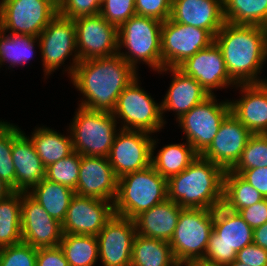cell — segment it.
I'll use <instances>...</instances> for the list:
<instances>
[{"instance_id":"cell-1","label":"cell","mask_w":267,"mask_h":266,"mask_svg":"<svg viewBox=\"0 0 267 266\" xmlns=\"http://www.w3.org/2000/svg\"><path fill=\"white\" fill-rule=\"evenodd\" d=\"M138 76L119 54L80 61L70 78L82 108L112 113L122 91Z\"/></svg>"},{"instance_id":"cell-2","label":"cell","mask_w":267,"mask_h":266,"mask_svg":"<svg viewBox=\"0 0 267 266\" xmlns=\"http://www.w3.org/2000/svg\"><path fill=\"white\" fill-rule=\"evenodd\" d=\"M231 80L236 84L267 82L260 78L267 60V28L225 22L214 37Z\"/></svg>"},{"instance_id":"cell-3","label":"cell","mask_w":267,"mask_h":266,"mask_svg":"<svg viewBox=\"0 0 267 266\" xmlns=\"http://www.w3.org/2000/svg\"><path fill=\"white\" fill-rule=\"evenodd\" d=\"M225 170L198 156L167 180L168 199L182 208L214 210L223 203Z\"/></svg>"},{"instance_id":"cell-4","label":"cell","mask_w":267,"mask_h":266,"mask_svg":"<svg viewBox=\"0 0 267 266\" xmlns=\"http://www.w3.org/2000/svg\"><path fill=\"white\" fill-rule=\"evenodd\" d=\"M161 28L157 19L131 16L118 27V54L136 71L141 62L156 72L162 70Z\"/></svg>"},{"instance_id":"cell-5","label":"cell","mask_w":267,"mask_h":266,"mask_svg":"<svg viewBox=\"0 0 267 266\" xmlns=\"http://www.w3.org/2000/svg\"><path fill=\"white\" fill-rule=\"evenodd\" d=\"M167 198V179L150 165L146 169L118 179L117 194L113 202L114 213L134 219L141 212L149 210Z\"/></svg>"},{"instance_id":"cell-6","label":"cell","mask_w":267,"mask_h":266,"mask_svg":"<svg viewBox=\"0 0 267 266\" xmlns=\"http://www.w3.org/2000/svg\"><path fill=\"white\" fill-rule=\"evenodd\" d=\"M67 131L70 132L74 152L81 156L107 158L114 138L120 129L113 113L93 111L78 106Z\"/></svg>"},{"instance_id":"cell-7","label":"cell","mask_w":267,"mask_h":266,"mask_svg":"<svg viewBox=\"0 0 267 266\" xmlns=\"http://www.w3.org/2000/svg\"><path fill=\"white\" fill-rule=\"evenodd\" d=\"M252 243L253 229L238 212L220 205L214 209L213 231L203 259L227 266L239 250Z\"/></svg>"},{"instance_id":"cell-8","label":"cell","mask_w":267,"mask_h":266,"mask_svg":"<svg viewBox=\"0 0 267 266\" xmlns=\"http://www.w3.org/2000/svg\"><path fill=\"white\" fill-rule=\"evenodd\" d=\"M214 210L184 208L169 244L179 265L204 258L213 231Z\"/></svg>"},{"instance_id":"cell-9","label":"cell","mask_w":267,"mask_h":266,"mask_svg":"<svg viewBox=\"0 0 267 266\" xmlns=\"http://www.w3.org/2000/svg\"><path fill=\"white\" fill-rule=\"evenodd\" d=\"M139 76L119 95L115 110V119L121 122L119 129L141 130L149 133L159 132L164 125L161 103H156L139 84Z\"/></svg>"},{"instance_id":"cell-10","label":"cell","mask_w":267,"mask_h":266,"mask_svg":"<svg viewBox=\"0 0 267 266\" xmlns=\"http://www.w3.org/2000/svg\"><path fill=\"white\" fill-rule=\"evenodd\" d=\"M38 39L39 44L37 46L41 52L45 77L64 65L68 57L72 56L73 62L66 70H63L67 71L68 77L71 78L76 65L80 62L73 19L57 14L40 33Z\"/></svg>"},{"instance_id":"cell-11","label":"cell","mask_w":267,"mask_h":266,"mask_svg":"<svg viewBox=\"0 0 267 266\" xmlns=\"http://www.w3.org/2000/svg\"><path fill=\"white\" fill-rule=\"evenodd\" d=\"M57 14L53 0H1L0 29L38 37Z\"/></svg>"},{"instance_id":"cell-12","label":"cell","mask_w":267,"mask_h":266,"mask_svg":"<svg viewBox=\"0 0 267 266\" xmlns=\"http://www.w3.org/2000/svg\"><path fill=\"white\" fill-rule=\"evenodd\" d=\"M231 113L229 100L217 102L210 95L177 120L185 140L200 155L213 141L222 121Z\"/></svg>"},{"instance_id":"cell-13","label":"cell","mask_w":267,"mask_h":266,"mask_svg":"<svg viewBox=\"0 0 267 266\" xmlns=\"http://www.w3.org/2000/svg\"><path fill=\"white\" fill-rule=\"evenodd\" d=\"M213 42L214 36L206 29L165 20L161 28L162 69L177 68Z\"/></svg>"},{"instance_id":"cell-14","label":"cell","mask_w":267,"mask_h":266,"mask_svg":"<svg viewBox=\"0 0 267 266\" xmlns=\"http://www.w3.org/2000/svg\"><path fill=\"white\" fill-rule=\"evenodd\" d=\"M79 61L118 54V27L100 14L73 19Z\"/></svg>"},{"instance_id":"cell-15","label":"cell","mask_w":267,"mask_h":266,"mask_svg":"<svg viewBox=\"0 0 267 266\" xmlns=\"http://www.w3.org/2000/svg\"><path fill=\"white\" fill-rule=\"evenodd\" d=\"M151 135L141 130L120 129L117 132L107 158L118 179L151 165Z\"/></svg>"},{"instance_id":"cell-16","label":"cell","mask_w":267,"mask_h":266,"mask_svg":"<svg viewBox=\"0 0 267 266\" xmlns=\"http://www.w3.org/2000/svg\"><path fill=\"white\" fill-rule=\"evenodd\" d=\"M21 236L24 243L37 249L59 246L63 236L62 223L52 218L28 192H22Z\"/></svg>"},{"instance_id":"cell-17","label":"cell","mask_w":267,"mask_h":266,"mask_svg":"<svg viewBox=\"0 0 267 266\" xmlns=\"http://www.w3.org/2000/svg\"><path fill=\"white\" fill-rule=\"evenodd\" d=\"M114 214L113 202L75 194L62 222L63 234L97 236Z\"/></svg>"},{"instance_id":"cell-18","label":"cell","mask_w":267,"mask_h":266,"mask_svg":"<svg viewBox=\"0 0 267 266\" xmlns=\"http://www.w3.org/2000/svg\"><path fill=\"white\" fill-rule=\"evenodd\" d=\"M137 232L134 219L116 214L97 235L99 260L104 266H130Z\"/></svg>"},{"instance_id":"cell-19","label":"cell","mask_w":267,"mask_h":266,"mask_svg":"<svg viewBox=\"0 0 267 266\" xmlns=\"http://www.w3.org/2000/svg\"><path fill=\"white\" fill-rule=\"evenodd\" d=\"M177 68L194 78L209 95H215V89L236 87L229 76L222 52L215 42L187 58Z\"/></svg>"},{"instance_id":"cell-20","label":"cell","mask_w":267,"mask_h":266,"mask_svg":"<svg viewBox=\"0 0 267 266\" xmlns=\"http://www.w3.org/2000/svg\"><path fill=\"white\" fill-rule=\"evenodd\" d=\"M252 133L230 113L221 123L211 144L200 154L203 158L231 170L239 161Z\"/></svg>"},{"instance_id":"cell-21","label":"cell","mask_w":267,"mask_h":266,"mask_svg":"<svg viewBox=\"0 0 267 266\" xmlns=\"http://www.w3.org/2000/svg\"><path fill=\"white\" fill-rule=\"evenodd\" d=\"M118 178L108 158L81 156L75 194L114 202Z\"/></svg>"},{"instance_id":"cell-22","label":"cell","mask_w":267,"mask_h":266,"mask_svg":"<svg viewBox=\"0 0 267 266\" xmlns=\"http://www.w3.org/2000/svg\"><path fill=\"white\" fill-rule=\"evenodd\" d=\"M12 161L17 192H29L46 177V167L38 156L34 144L29 136L14 124Z\"/></svg>"},{"instance_id":"cell-23","label":"cell","mask_w":267,"mask_h":266,"mask_svg":"<svg viewBox=\"0 0 267 266\" xmlns=\"http://www.w3.org/2000/svg\"><path fill=\"white\" fill-rule=\"evenodd\" d=\"M241 98L230 102V111L252 134H267V82L239 84Z\"/></svg>"},{"instance_id":"cell-24","label":"cell","mask_w":267,"mask_h":266,"mask_svg":"<svg viewBox=\"0 0 267 266\" xmlns=\"http://www.w3.org/2000/svg\"><path fill=\"white\" fill-rule=\"evenodd\" d=\"M169 19L206 29L215 37L225 23L223 0H172Z\"/></svg>"},{"instance_id":"cell-25","label":"cell","mask_w":267,"mask_h":266,"mask_svg":"<svg viewBox=\"0 0 267 266\" xmlns=\"http://www.w3.org/2000/svg\"><path fill=\"white\" fill-rule=\"evenodd\" d=\"M166 71L172 73V81L161 102L162 115L166 111H173L178 120L192 107L210 96L194 78L185 75L178 68H163L158 73L162 74Z\"/></svg>"},{"instance_id":"cell-26","label":"cell","mask_w":267,"mask_h":266,"mask_svg":"<svg viewBox=\"0 0 267 266\" xmlns=\"http://www.w3.org/2000/svg\"><path fill=\"white\" fill-rule=\"evenodd\" d=\"M184 208L168 198L134 218L137 234L170 242Z\"/></svg>"},{"instance_id":"cell-27","label":"cell","mask_w":267,"mask_h":266,"mask_svg":"<svg viewBox=\"0 0 267 266\" xmlns=\"http://www.w3.org/2000/svg\"><path fill=\"white\" fill-rule=\"evenodd\" d=\"M158 140L153 138L151 146V166L167 180L186 169L199 154L186 141L162 147L154 156Z\"/></svg>"},{"instance_id":"cell-28","label":"cell","mask_w":267,"mask_h":266,"mask_svg":"<svg viewBox=\"0 0 267 266\" xmlns=\"http://www.w3.org/2000/svg\"><path fill=\"white\" fill-rule=\"evenodd\" d=\"M54 219L62 223L75 191L44 178L28 192Z\"/></svg>"},{"instance_id":"cell-29","label":"cell","mask_w":267,"mask_h":266,"mask_svg":"<svg viewBox=\"0 0 267 266\" xmlns=\"http://www.w3.org/2000/svg\"><path fill=\"white\" fill-rule=\"evenodd\" d=\"M29 138L45 167L74 152L71 135L65 136L49 127H37Z\"/></svg>"},{"instance_id":"cell-30","label":"cell","mask_w":267,"mask_h":266,"mask_svg":"<svg viewBox=\"0 0 267 266\" xmlns=\"http://www.w3.org/2000/svg\"><path fill=\"white\" fill-rule=\"evenodd\" d=\"M130 266H183L172 254L169 242L136 234Z\"/></svg>"},{"instance_id":"cell-31","label":"cell","mask_w":267,"mask_h":266,"mask_svg":"<svg viewBox=\"0 0 267 266\" xmlns=\"http://www.w3.org/2000/svg\"><path fill=\"white\" fill-rule=\"evenodd\" d=\"M225 22L267 28V0H223Z\"/></svg>"},{"instance_id":"cell-32","label":"cell","mask_w":267,"mask_h":266,"mask_svg":"<svg viewBox=\"0 0 267 266\" xmlns=\"http://www.w3.org/2000/svg\"><path fill=\"white\" fill-rule=\"evenodd\" d=\"M39 44L38 37L31 35H20L2 31L0 29V68L3 64L9 67L17 65L25 66L34 58V48Z\"/></svg>"},{"instance_id":"cell-33","label":"cell","mask_w":267,"mask_h":266,"mask_svg":"<svg viewBox=\"0 0 267 266\" xmlns=\"http://www.w3.org/2000/svg\"><path fill=\"white\" fill-rule=\"evenodd\" d=\"M264 197L239 174L226 170L224 174L223 203L228 210L238 212L262 201Z\"/></svg>"},{"instance_id":"cell-34","label":"cell","mask_w":267,"mask_h":266,"mask_svg":"<svg viewBox=\"0 0 267 266\" xmlns=\"http://www.w3.org/2000/svg\"><path fill=\"white\" fill-rule=\"evenodd\" d=\"M59 246L69 266H95L99 260L97 236L63 234Z\"/></svg>"},{"instance_id":"cell-35","label":"cell","mask_w":267,"mask_h":266,"mask_svg":"<svg viewBox=\"0 0 267 266\" xmlns=\"http://www.w3.org/2000/svg\"><path fill=\"white\" fill-rule=\"evenodd\" d=\"M21 201L22 192L17 191L0 201V248L22 241Z\"/></svg>"},{"instance_id":"cell-36","label":"cell","mask_w":267,"mask_h":266,"mask_svg":"<svg viewBox=\"0 0 267 266\" xmlns=\"http://www.w3.org/2000/svg\"><path fill=\"white\" fill-rule=\"evenodd\" d=\"M267 167V134H252L242 151V155L232 172L240 174L243 170Z\"/></svg>"},{"instance_id":"cell-37","label":"cell","mask_w":267,"mask_h":266,"mask_svg":"<svg viewBox=\"0 0 267 266\" xmlns=\"http://www.w3.org/2000/svg\"><path fill=\"white\" fill-rule=\"evenodd\" d=\"M81 164V155L73 152L68 157L46 167V179L76 189Z\"/></svg>"},{"instance_id":"cell-38","label":"cell","mask_w":267,"mask_h":266,"mask_svg":"<svg viewBox=\"0 0 267 266\" xmlns=\"http://www.w3.org/2000/svg\"><path fill=\"white\" fill-rule=\"evenodd\" d=\"M13 124L0 120V178L15 191V168L12 161Z\"/></svg>"},{"instance_id":"cell-39","label":"cell","mask_w":267,"mask_h":266,"mask_svg":"<svg viewBox=\"0 0 267 266\" xmlns=\"http://www.w3.org/2000/svg\"><path fill=\"white\" fill-rule=\"evenodd\" d=\"M37 248L21 241L0 248V266H36Z\"/></svg>"},{"instance_id":"cell-40","label":"cell","mask_w":267,"mask_h":266,"mask_svg":"<svg viewBox=\"0 0 267 266\" xmlns=\"http://www.w3.org/2000/svg\"><path fill=\"white\" fill-rule=\"evenodd\" d=\"M99 14L108 23L119 27L136 15L135 0H103Z\"/></svg>"},{"instance_id":"cell-41","label":"cell","mask_w":267,"mask_h":266,"mask_svg":"<svg viewBox=\"0 0 267 266\" xmlns=\"http://www.w3.org/2000/svg\"><path fill=\"white\" fill-rule=\"evenodd\" d=\"M103 0H62L58 4V14L69 19L100 13Z\"/></svg>"},{"instance_id":"cell-42","label":"cell","mask_w":267,"mask_h":266,"mask_svg":"<svg viewBox=\"0 0 267 266\" xmlns=\"http://www.w3.org/2000/svg\"><path fill=\"white\" fill-rule=\"evenodd\" d=\"M172 0H135L137 15L157 19L161 22L170 18Z\"/></svg>"},{"instance_id":"cell-43","label":"cell","mask_w":267,"mask_h":266,"mask_svg":"<svg viewBox=\"0 0 267 266\" xmlns=\"http://www.w3.org/2000/svg\"><path fill=\"white\" fill-rule=\"evenodd\" d=\"M244 221L254 230L267 222V198L238 211Z\"/></svg>"},{"instance_id":"cell-44","label":"cell","mask_w":267,"mask_h":266,"mask_svg":"<svg viewBox=\"0 0 267 266\" xmlns=\"http://www.w3.org/2000/svg\"><path fill=\"white\" fill-rule=\"evenodd\" d=\"M235 260L249 266H267V250L252 243L239 250Z\"/></svg>"},{"instance_id":"cell-45","label":"cell","mask_w":267,"mask_h":266,"mask_svg":"<svg viewBox=\"0 0 267 266\" xmlns=\"http://www.w3.org/2000/svg\"><path fill=\"white\" fill-rule=\"evenodd\" d=\"M36 266H69L60 246L37 249Z\"/></svg>"},{"instance_id":"cell-46","label":"cell","mask_w":267,"mask_h":266,"mask_svg":"<svg viewBox=\"0 0 267 266\" xmlns=\"http://www.w3.org/2000/svg\"><path fill=\"white\" fill-rule=\"evenodd\" d=\"M239 175L267 198V167L243 170Z\"/></svg>"},{"instance_id":"cell-47","label":"cell","mask_w":267,"mask_h":266,"mask_svg":"<svg viewBox=\"0 0 267 266\" xmlns=\"http://www.w3.org/2000/svg\"><path fill=\"white\" fill-rule=\"evenodd\" d=\"M253 243L267 250V222L253 230Z\"/></svg>"},{"instance_id":"cell-48","label":"cell","mask_w":267,"mask_h":266,"mask_svg":"<svg viewBox=\"0 0 267 266\" xmlns=\"http://www.w3.org/2000/svg\"><path fill=\"white\" fill-rule=\"evenodd\" d=\"M184 266H224V265L210 262V261H207L201 258V259H194V260L188 261L184 264Z\"/></svg>"},{"instance_id":"cell-49","label":"cell","mask_w":267,"mask_h":266,"mask_svg":"<svg viewBox=\"0 0 267 266\" xmlns=\"http://www.w3.org/2000/svg\"><path fill=\"white\" fill-rule=\"evenodd\" d=\"M13 192V189L0 178V201L8 197Z\"/></svg>"},{"instance_id":"cell-50","label":"cell","mask_w":267,"mask_h":266,"mask_svg":"<svg viewBox=\"0 0 267 266\" xmlns=\"http://www.w3.org/2000/svg\"><path fill=\"white\" fill-rule=\"evenodd\" d=\"M227 266H249L247 264H243L237 260H234L233 262H231L230 264H228Z\"/></svg>"},{"instance_id":"cell-51","label":"cell","mask_w":267,"mask_h":266,"mask_svg":"<svg viewBox=\"0 0 267 266\" xmlns=\"http://www.w3.org/2000/svg\"><path fill=\"white\" fill-rule=\"evenodd\" d=\"M57 5L62 1V0H53Z\"/></svg>"}]
</instances>
